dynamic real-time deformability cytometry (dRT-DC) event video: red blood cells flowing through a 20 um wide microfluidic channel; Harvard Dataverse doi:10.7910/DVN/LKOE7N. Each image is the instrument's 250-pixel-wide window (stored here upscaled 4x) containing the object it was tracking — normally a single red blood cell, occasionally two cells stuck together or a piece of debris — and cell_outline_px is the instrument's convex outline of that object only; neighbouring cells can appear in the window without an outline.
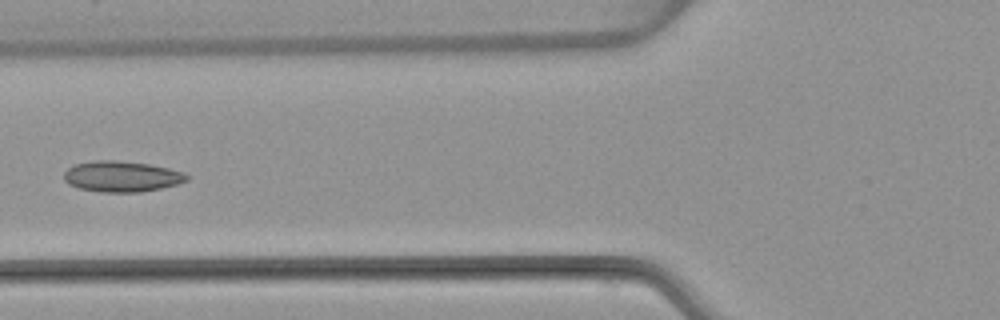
{"species": "common noctule bat (a hibernating species)", "species_latin": "Nyctalus noctula", "temperature_condition": "warm", "stored_images_in_passage": 5, "camera_frame_rate_fps": 3000, "um_per_image_px": 0.085, "animal": {"sex": "female", "body_mass_g": 22.7, "forearm_length_mm": 54.2}, "frame": {"image": 1, "passage_image": 5, "time_ms": 5.667, "image_size_px": [1000, 320], "cell_outline_px": [[188, 180], [176, 184], [160, 188], [140, 192], [104, 192], [80, 188], [68, 184], [64, 180], [64, 172], [68, 168], [76, 164], [92, 160], [116, 160], [148, 164], [168, 168], [184, 172], [188, 176]], "centroid_in_image_um": [10.33, 14.99], "position_along_channel_um": 115.5, "area_um2": 21.91}}